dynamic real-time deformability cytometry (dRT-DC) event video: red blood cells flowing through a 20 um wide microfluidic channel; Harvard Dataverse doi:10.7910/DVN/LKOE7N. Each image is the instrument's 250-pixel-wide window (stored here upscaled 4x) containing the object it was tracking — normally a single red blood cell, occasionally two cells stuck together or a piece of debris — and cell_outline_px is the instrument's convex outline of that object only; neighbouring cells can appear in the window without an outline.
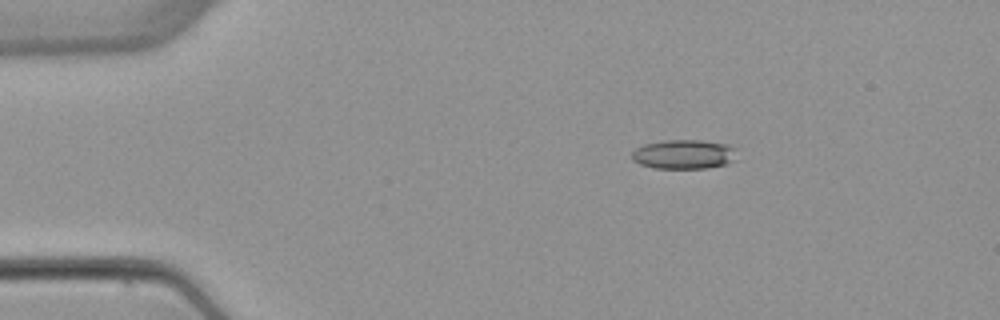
{"species": "common noctule bat (a hibernating species)", "species_latin": "Nyctalus noctula", "temperature_condition": "warm", "stored_images_in_passage": 2, "camera_frame_rate_fps": 3000, "um_per_image_px": 0.085, "animal": {"sex": "female", "body_mass_g": 22.7, "forearm_length_mm": 54.2}, "frame": {"image": 1, "passage_image": 1, "time_ms": 0.0, "image_size_px": [1000, 320], "cell_outline_px": [[736, 160], [728, 164], [708, 168], [652, 168], [640, 164], [632, 160], [632, 152], [636, 148], [644, 144], [664, 140], [704, 140], [728, 144], [736, 148]], "centroid_in_image_um": [58.17, 13.11], "position_along_channel_um": 26.8, "area_um2": 18.26}}